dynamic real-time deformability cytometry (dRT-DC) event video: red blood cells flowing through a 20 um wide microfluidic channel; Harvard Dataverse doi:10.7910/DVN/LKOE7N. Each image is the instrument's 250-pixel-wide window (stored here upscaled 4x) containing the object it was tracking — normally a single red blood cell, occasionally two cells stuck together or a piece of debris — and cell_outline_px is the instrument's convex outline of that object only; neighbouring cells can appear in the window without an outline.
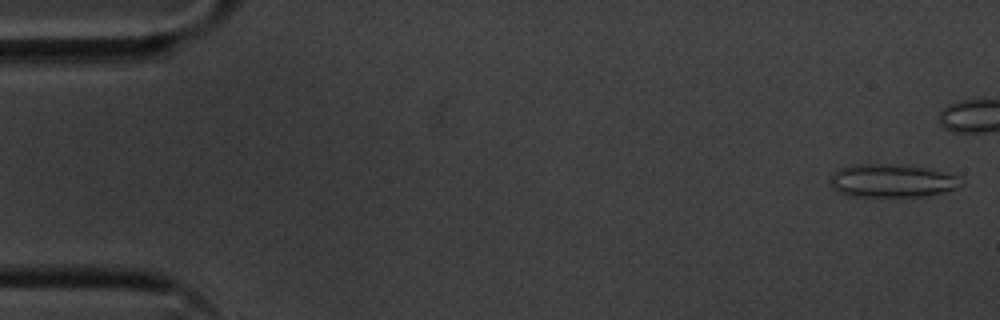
{"species": "common noctule bat (a hibernating species)", "species_latin": "Nyctalus noctula", "temperature_condition": "cold", "stored_images_in_passage": 44, "camera_frame_rate_fps": 3000, "um_per_image_px": 0.085, "animal": {"sex": "male", "body_mass_g": 20.1, "forearm_length_mm": 53.5}, "frame": {"image": 1, "passage_image": 1, "time_ms": 0.0, "image_size_px": [1000, 320], "cell_outline_px": [[964, 184], [960, 188], [928, 196], [848, 196], [832, 188], [828, 184], [828, 180], [840, 168], [848, 164], [896, 164], [928, 168], [956, 176], [964, 180]], "centroid_in_image_um": [75.82, 15.36], "position_along_channel_um": 9.2, "area_um2": 25.61}}
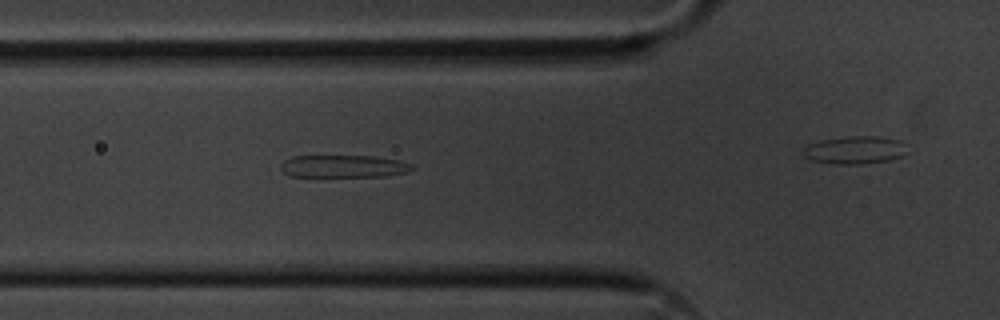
{"frame": {"image": 2, "passage_image": 19, "time_ms": 6.0, "image_size_px": [1000, 320], "cell_outline_px": [[412, 168], [408, 172], [384, 176], [288, 176], [280, 168], [280, 164], [284, 160], [292, 156], [372, 156], [400, 160], [412, 164]], "centroid_in_image_um": [29.18, 14.13], "position_along_channel_um": 96.6, "area_um2": 17.11}}
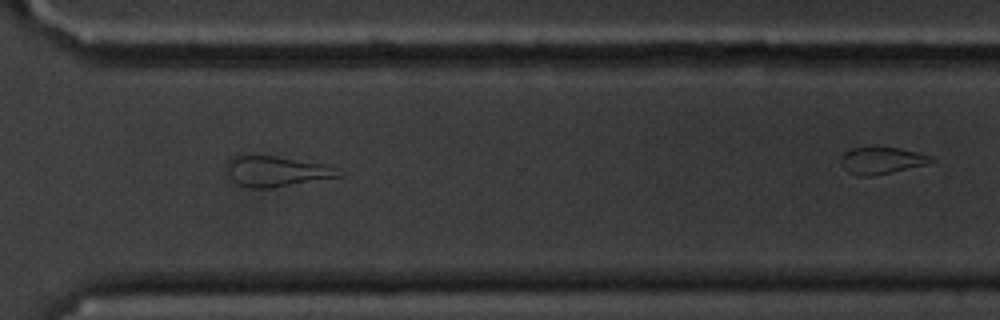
{"frame": {"image": 3, "passage_image": 40, "time_ms": 13.0, "image_size_px": [1000, 320], "cell_outline_px": [[344, 176], [272, 188], [252, 188], [240, 184], [232, 176], [224, 164], [228, 156], [272, 156], [324, 164]], "centroid_in_image_um": [23.46, 14.56], "position_along_channel_um": 347.1, "area_um2": 19.31}}